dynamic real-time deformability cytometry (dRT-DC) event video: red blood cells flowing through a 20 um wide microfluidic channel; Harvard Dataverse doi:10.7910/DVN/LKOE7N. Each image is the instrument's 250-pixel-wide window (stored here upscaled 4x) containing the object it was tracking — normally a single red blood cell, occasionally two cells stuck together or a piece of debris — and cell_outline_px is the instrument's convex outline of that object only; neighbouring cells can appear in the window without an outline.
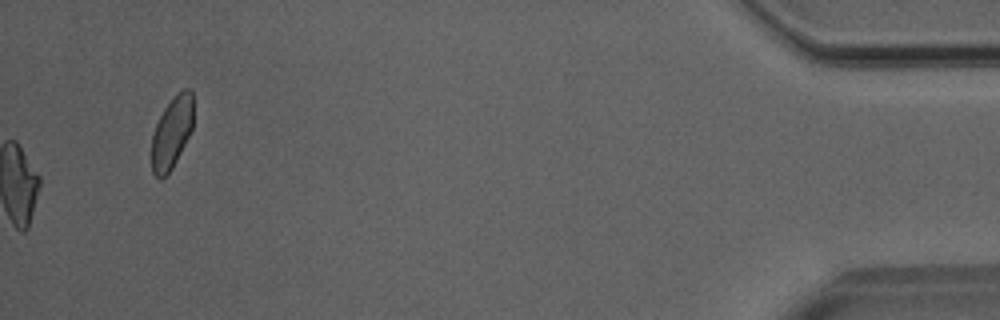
{"species": "Egyptian fruit bat (a non-hibernating species)", "species_latin": "Rousettus aegyptiacus", "temperature_condition": "room temperature", "stored_images_in_passage": 50, "camera_frame_rate_fps": 3000, "um_per_image_px": 0.085, "animal": {"sex": "male"}, "frame": {"image": 1, "passage_image": 50, "time_ms": 16.333, "image_size_px": [1000, 320], "cell_outline_px": [[192, 128], [172, 168], [160, 180], [152, 172], [152, 132], [164, 108], [184, 88], [188, 88], [192, 92]], "centroid_in_image_um": [14.58, 11.29], "position_along_channel_um": 420.6, "area_um2": 16.94}}